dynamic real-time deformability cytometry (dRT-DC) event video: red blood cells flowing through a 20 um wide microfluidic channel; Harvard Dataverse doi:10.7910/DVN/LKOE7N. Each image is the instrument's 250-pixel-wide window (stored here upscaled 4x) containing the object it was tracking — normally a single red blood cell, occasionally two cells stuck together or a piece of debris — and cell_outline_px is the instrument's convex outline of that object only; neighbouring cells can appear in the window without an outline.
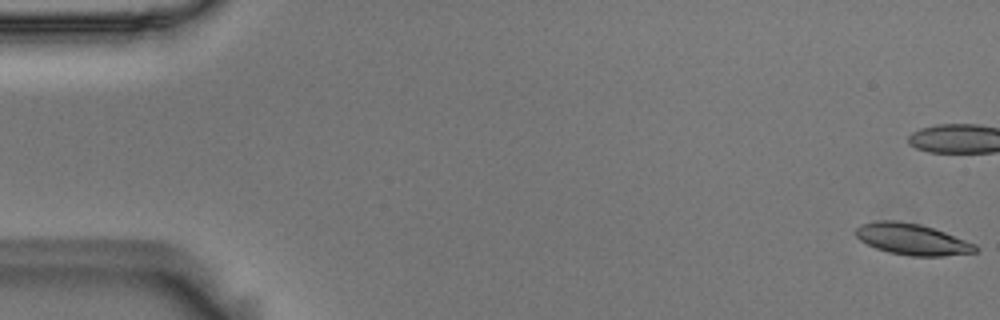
{"species": "Egyptian fruit bat (a non-hibernating species)", "species_latin": "Rousettus aegyptiacus", "temperature_condition": "room temperature", "stored_images_in_passage": 56, "camera_frame_rate_fps": 3000, "um_per_image_px": 0.085, "animal": {"sex": "male"}, "frame": {"image": 1, "passage_image": 1, "time_ms": 0.0, "image_size_px": [1000, 320], "cell_outline_px": [[980, 248], [976, 252], [944, 256], [908, 256], [888, 252], [876, 248], [860, 240], [856, 236], [856, 228], [860, 224], [876, 220], [896, 220], [920, 224], [944, 232], [976, 244]], "centroid_in_image_um": [77.53, 20.34], "position_along_channel_um": 7.5, "area_um2": 21.85}, "authors_computed_cell_mechanics": {"area_um2": 22.5709, "velocity_mm_per_s": 3.6814, "shape_relaxation_time_tau1_ms": 5.3615, "shape_relaxation_time_tau2_ms": 3.1283, "deformation_change_tau1": 0.1308, "deformation_change_tau2": 0.0995}}